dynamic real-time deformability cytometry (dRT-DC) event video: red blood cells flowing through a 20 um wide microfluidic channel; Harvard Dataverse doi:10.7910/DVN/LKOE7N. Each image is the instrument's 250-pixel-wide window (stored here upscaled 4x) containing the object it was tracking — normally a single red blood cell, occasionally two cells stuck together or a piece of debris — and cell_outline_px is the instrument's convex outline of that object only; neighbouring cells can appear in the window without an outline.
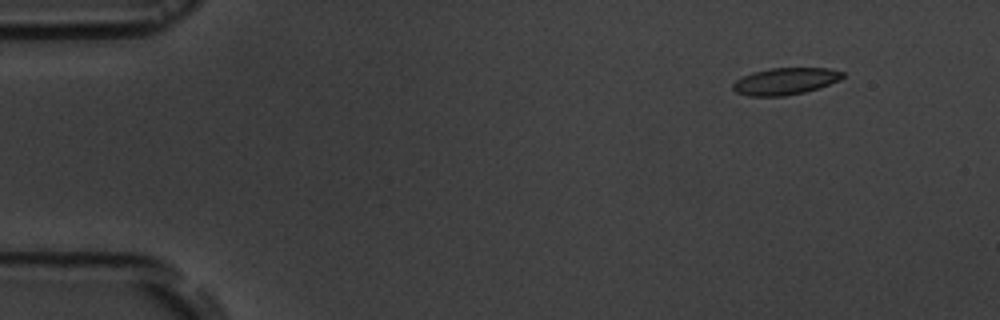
{"species": "common noctule bat (a hibernating species)", "species_latin": "Nyctalus noctula", "temperature_condition": "room temperature", "stored_images_in_passage": 5, "camera_frame_rate_fps": 3000, "um_per_image_px": 0.085, "animal": {"sex": "male", "body_mass_g": 19.5, "forearm_length_mm": 54.6}, "frame": {"image": 1, "passage_image": 2, "time_ms": 1.333, "image_size_px": [1000, 320], "cell_outline_px": [[844, 76], [840, 80], [804, 92], [784, 96], [748, 96], [736, 92], [732, 88], [732, 84], [736, 80], [752, 72], [768, 68], [828, 68], [844, 72]], "centroid_in_image_um": [66.72, 6.9], "position_along_channel_um": 18.3, "area_um2": 17.11}}
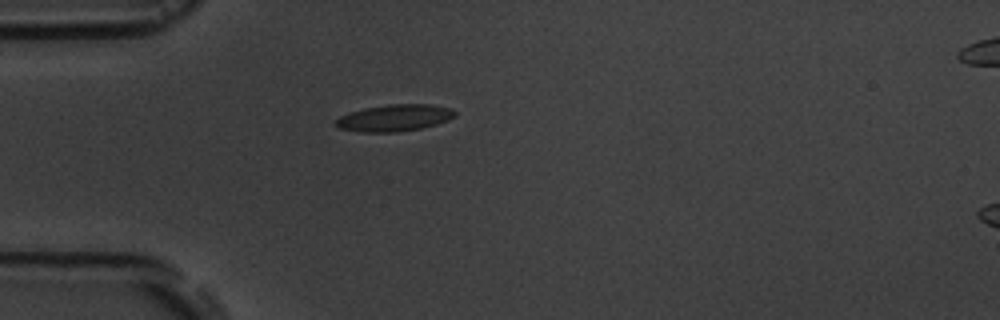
{"frame": {"image": 2, "passage_image": 5, "time_ms": 4.667, "image_size_px": [1000, 320], "cell_outline_px": [[456, 116], [448, 120], [436, 124], [420, 128], [396, 132], [360, 132], [340, 128], [332, 124], [340, 116], [364, 108], [388, 104], [432, 104], [452, 108], [456, 112]], "centroid_in_image_um": [33.54, 10.01], "position_along_channel_um": 51.5, "area_um2": 18.61}}